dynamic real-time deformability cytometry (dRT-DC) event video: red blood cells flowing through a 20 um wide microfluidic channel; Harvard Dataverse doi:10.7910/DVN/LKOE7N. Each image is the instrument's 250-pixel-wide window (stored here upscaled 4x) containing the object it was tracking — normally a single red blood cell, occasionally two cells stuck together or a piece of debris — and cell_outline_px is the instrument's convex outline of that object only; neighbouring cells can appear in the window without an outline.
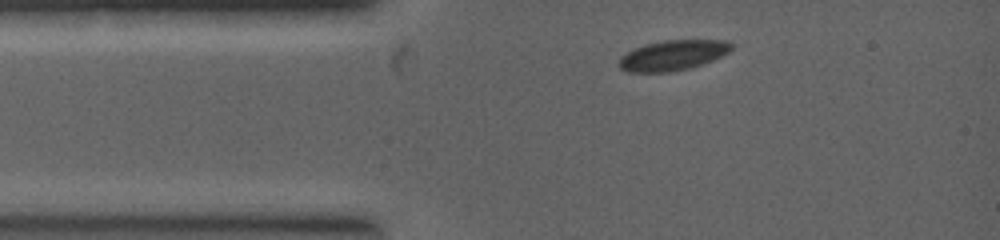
{"species": "common noctule bat (a hibernating species)", "species_latin": "Nyctalus noctula", "temperature_condition": "warm", "stored_images_in_passage": 3, "camera_frame_rate_fps": 5000, "um_per_image_px": 0.085, "animal": {"sex": "female", "body_mass_g": 19.0, "forearm_length_mm": 53.3}, "frame": {"image": 1, "passage_image": 1, "time_ms": 0.0, "image_size_px": [1000, 240], "cell_outline_px": [[732, 48], [728, 52], [712, 60], [688, 68], [668, 72], [632, 72], [620, 68], [620, 56], [644, 44], [664, 40], [724, 40], [732, 44]], "centroid_in_image_um": [57.18, 4.69], "position_along_channel_um": 27.8, "area_um2": 19.42}}
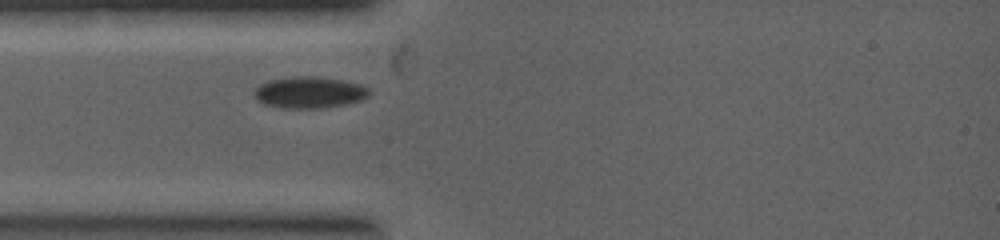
{"frame": {"image": 2, "passage_image": 3, "time_ms": 0.8, "image_size_px": [1000, 240], "cell_outline_px": [[368, 96], [360, 100], [344, 104], [320, 108], [288, 108], [268, 104], [260, 100], [256, 96], [256, 88], [268, 80], [292, 76], [312, 76], [340, 80], [356, 84], [368, 88]], "centroid_in_image_um": [26.3, 7.84], "position_along_channel_um": 58.7, "area_um2": 20.35}}